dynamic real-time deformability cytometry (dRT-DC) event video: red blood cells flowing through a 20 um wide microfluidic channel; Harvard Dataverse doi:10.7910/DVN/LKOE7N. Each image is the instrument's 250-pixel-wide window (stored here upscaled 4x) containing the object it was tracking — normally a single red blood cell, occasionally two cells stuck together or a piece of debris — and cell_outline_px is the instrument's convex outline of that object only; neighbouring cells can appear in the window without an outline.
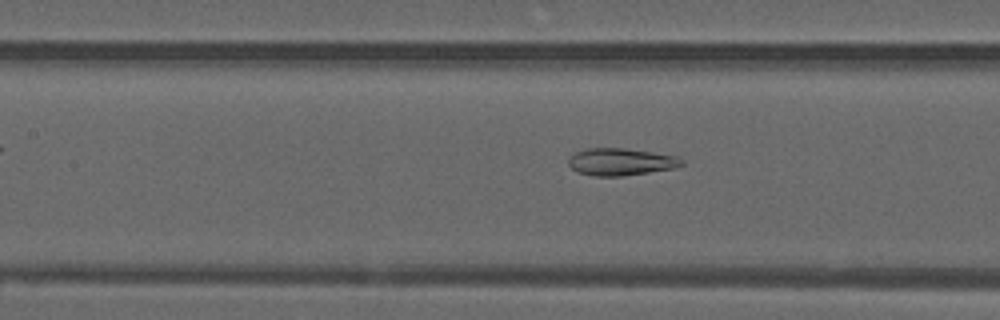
{"species": "common noctule bat (a hibernating species)", "species_latin": "Nyctalus noctula", "temperature_condition": "warm", "stored_images_in_passage": 50, "camera_frame_rate_fps": 3000, "um_per_image_px": 0.085, "animal": {"sex": "male", "forearm_length_mm": 52.5}, "frame": {"image": 1, "passage_image": 22, "time_ms": 7.0, "image_size_px": [1000, 320], "cell_outline_px": [[684, 164], [676, 168], [620, 176], [592, 176], [576, 172], [568, 164], [568, 160], [576, 152], [588, 148], [624, 148], [652, 152], [676, 156], [684, 160]], "centroid_in_image_um": [52.77, 13.76], "position_along_channel_um": 154.6, "area_um2": 17.92}}
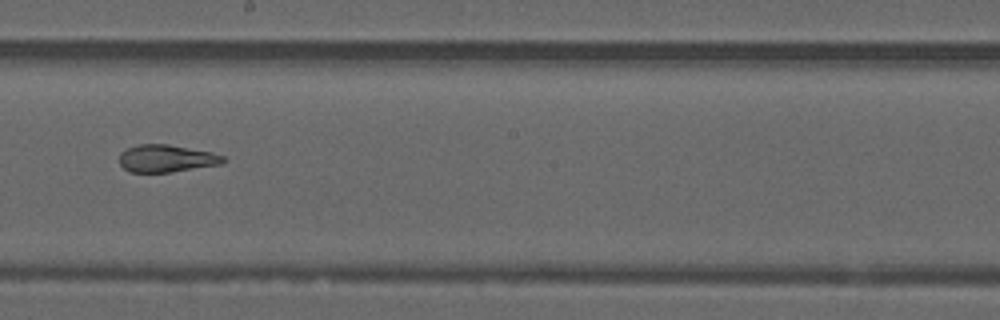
{"frame": {"image": 2, "passage_image": 28, "time_ms": 9.0, "image_size_px": [1000, 320], "cell_outline_px": [[228, 160], [220, 164], [168, 172], [128, 172], [120, 164], [120, 152], [128, 148], [140, 144], [168, 144], [212, 152], [224, 156]], "centroid_in_image_um": [14.15, 13.46], "position_along_channel_um": 234.1, "area_um2": 16.47}}
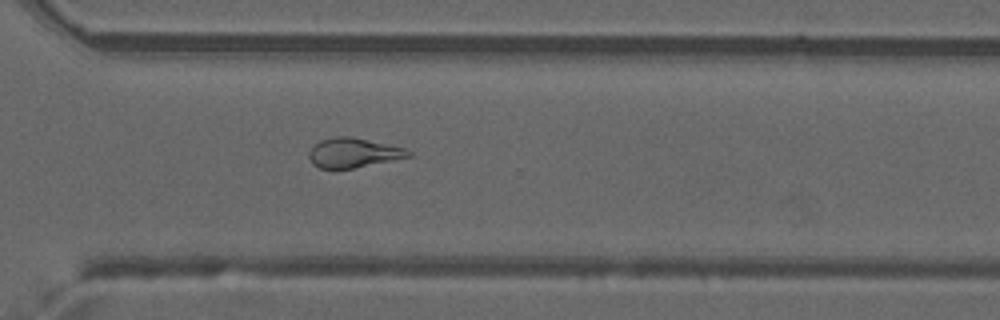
{"frame": {"image": 3, "passage_image": 36, "time_ms": 11.667, "image_size_px": [1000, 320], "cell_outline_px": [[412, 156], [352, 168], [320, 168], [312, 164], [308, 156], [308, 152], [312, 144], [320, 140], [336, 136], [352, 136], [404, 148], [412, 152]], "centroid_in_image_um": [29.98, 12.97], "position_along_channel_um": 340.6, "area_um2": 17.11}, "authors_computed_cell_mechanics": {"area_um2": 19.9121, "velocity_mm_per_s": 3.9898, "shape_relaxation_time_tau1_ms": null, "shape_relaxation_time_tau2_ms": 1.9735, "deformation_change_tau1": null, "deformation_change_tau2": 0.0938}}